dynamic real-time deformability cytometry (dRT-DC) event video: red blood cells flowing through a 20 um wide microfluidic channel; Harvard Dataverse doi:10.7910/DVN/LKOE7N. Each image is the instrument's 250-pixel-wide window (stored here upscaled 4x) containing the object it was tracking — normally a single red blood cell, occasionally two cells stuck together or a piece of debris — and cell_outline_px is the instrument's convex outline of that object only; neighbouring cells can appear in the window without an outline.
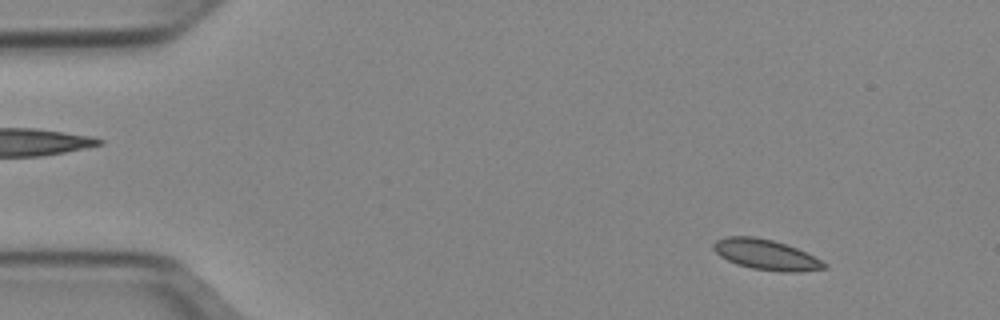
{"species": "Egyptian fruit bat (a non-hibernating species)", "species_latin": "Rousettus aegyptiacus", "temperature_condition": "cold", "stored_images_in_passage": 45, "camera_frame_rate_fps": 3000, "um_per_image_px": 0.085, "animal": {"sex": "female"}, "frame": {"image": 1, "passage_image": 6, "time_ms": 1.667, "image_size_px": [1000, 320], "cell_outline_px": [[828, 268], [800, 272], [780, 272], [752, 268], [736, 264], [720, 256], [712, 248], [712, 244], [716, 240], [724, 236], [756, 236], [772, 240], [796, 248], [828, 264]], "centroid_in_image_um": [65.08, 21.64], "position_along_channel_um": 19.9, "area_um2": 19.59}}
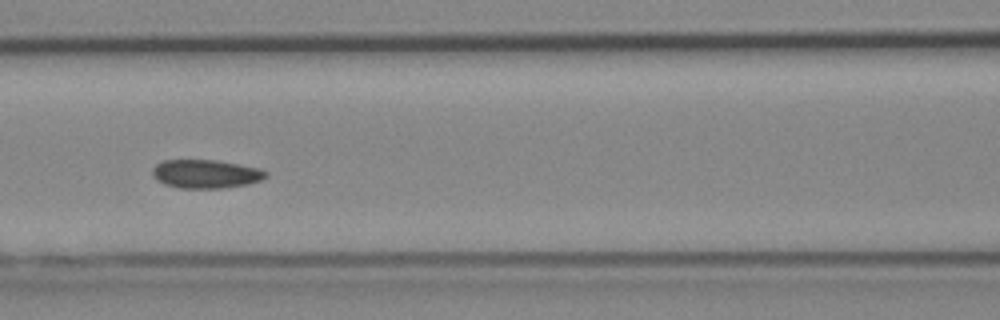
{"frame": {"image": 2, "passage_image": 23, "time_ms": 7.333, "image_size_px": [1000, 320], "cell_outline_px": [[268, 176], [260, 180], [248, 184], [224, 188], [180, 188], [164, 184], [156, 180], [152, 176], [152, 168], [156, 164], [164, 160], [216, 160], [260, 168], [268, 172]], "centroid_in_image_um": [17.48, 14.78], "position_along_channel_um": 149.1, "area_um2": 19.02}}
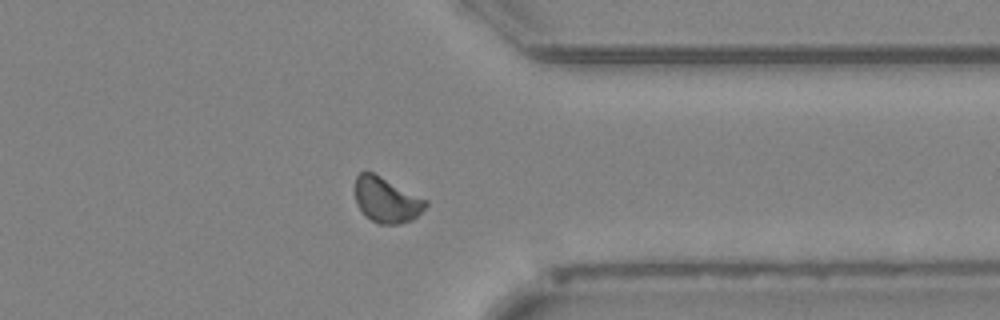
{"frame": {"image": 3, "passage_image": 41, "time_ms": 13.333, "image_size_px": [1000, 320], "cell_outline_px": [[428, 204], [412, 220], [400, 224], [380, 224], [372, 220], [356, 204], [356, 176], [360, 172], [372, 172], [428, 200]], "centroid_in_image_um": [32.87, 17.0], "position_along_channel_um": 378.5, "area_um2": 18.26}}